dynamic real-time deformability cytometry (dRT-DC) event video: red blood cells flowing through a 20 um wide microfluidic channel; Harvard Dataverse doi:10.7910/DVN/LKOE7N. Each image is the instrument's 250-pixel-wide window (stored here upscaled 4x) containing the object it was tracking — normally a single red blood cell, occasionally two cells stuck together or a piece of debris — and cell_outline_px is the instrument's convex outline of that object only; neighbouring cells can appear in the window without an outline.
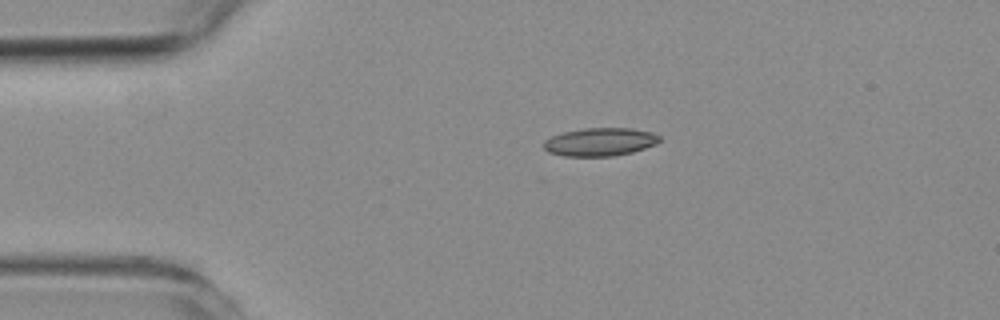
{"species": "common noctule bat (a hibernating species)", "species_latin": "Nyctalus noctula", "temperature_condition": "room temperature", "stored_images_in_passage": 13, "camera_frame_rate_fps": 3000, "um_per_image_px": 0.085, "animal": {"sex": "female", "body_mass_g": 19.3, "forearm_length_mm": 54.1}, "frame": {"image": 1, "passage_image": 1, "time_ms": 0.0, "image_size_px": [1000, 320], "cell_outline_px": [[660, 140], [656, 144], [632, 152], [612, 156], [564, 156], [548, 152], [544, 148], [544, 140], [552, 136], [564, 132], [584, 128], [632, 128], [652, 132], [660, 136]], "centroid_in_image_um": [51.0, 12.06], "position_along_channel_um": 34.0, "area_um2": 18.96}}
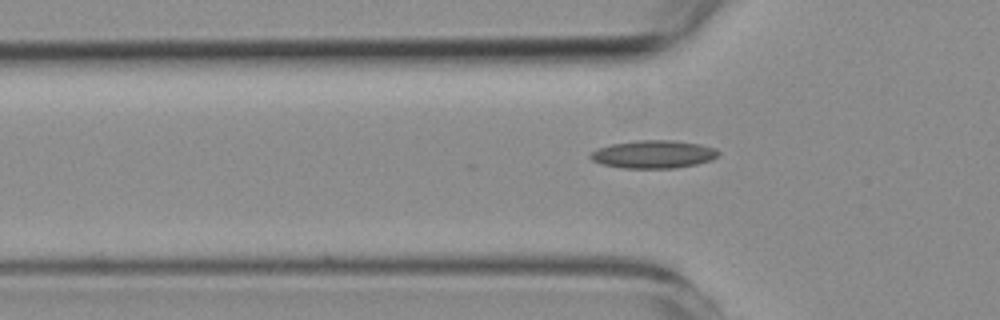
{"frame": {"image": 2, "passage_image": 7, "time_ms": 2.0, "image_size_px": [1000, 320], "cell_outline_px": [[720, 156], [712, 160], [696, 164], [676, 168], [620, 168], [600, 164], [592, 160], [588, 156], [596, 148], [612, 144], [636, 140], [672, 140], [700, 144], [716, 148], [720, 152]], "centroid_in_image_um": [55.55, 13.11], "position_along_channel_um": 70.3, "area_um2": 21.1}}
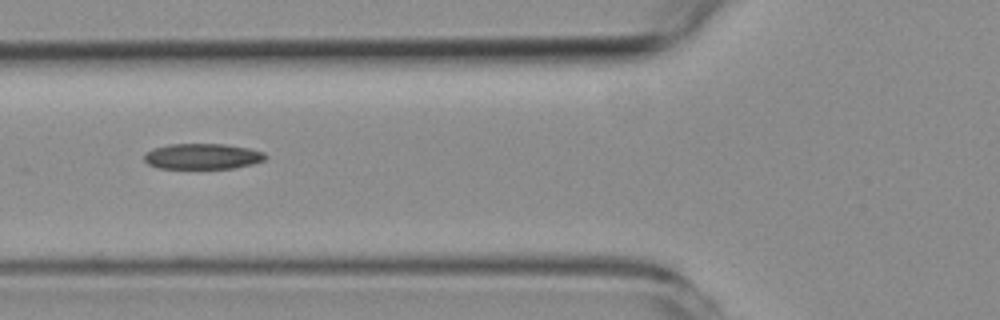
{"frame": {"image": 3, "passage_image": 10, "time_ms": 3.0, "image_size_px": [1000, 320], "cell_outline_px": [[268, 156], [264, 160], [252, 164], [232, 168], [156, 168], [148, 164], [144, 160], [144, 152], [152, 148], [168, 144], [224, 144], [248, 148], [264, 152]], "centroid_in_image_um": [17.17, 13.28], "position_along_channel_um": 108.6, "area_um2": 18.21}}